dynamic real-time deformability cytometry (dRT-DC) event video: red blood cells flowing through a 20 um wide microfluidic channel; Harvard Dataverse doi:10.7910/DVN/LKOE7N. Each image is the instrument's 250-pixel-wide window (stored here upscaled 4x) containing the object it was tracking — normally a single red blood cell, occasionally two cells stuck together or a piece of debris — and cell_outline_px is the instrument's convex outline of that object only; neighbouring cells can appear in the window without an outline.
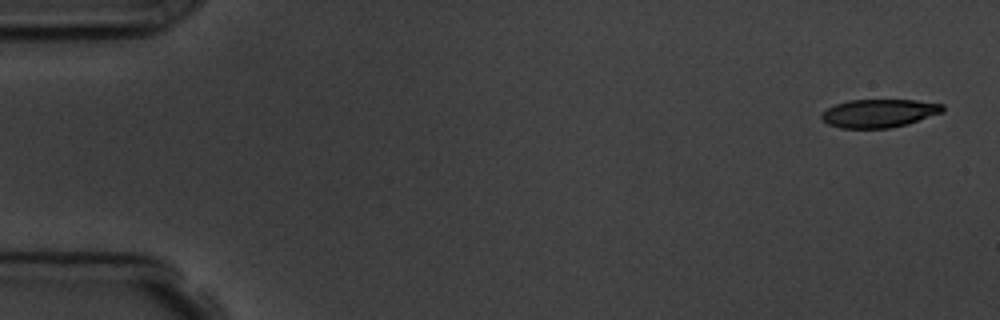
{"species": "common noctule bat (a hibernating species)", "species_latin": "Nyctalus noctula", "temperature_condition": "room temperature", "stored_images_in_passage": 5, "camera_frame_rate_fps": 3000, "um_per_image_px": 0.085, "animal": {"sex": "male", "body_mass_g": 19.5, "forearm_length_mm": 54.6}, "frame": {"image": 1, "passage_image": 1, "time_ms": 0.0, "image_size_px": [1000, 320], "cell_outline_px": [[944, 112], [908, 124], [888, 128], [840, 128], [828, 124], [820, 116], [828, 108], [836, 104], [848, 100], [916, 100], [944, 104]], "centroid_in_image_um": [74.76, 9.62], "position_along_channel_um": 10.2, "area_um2": 19.94}}
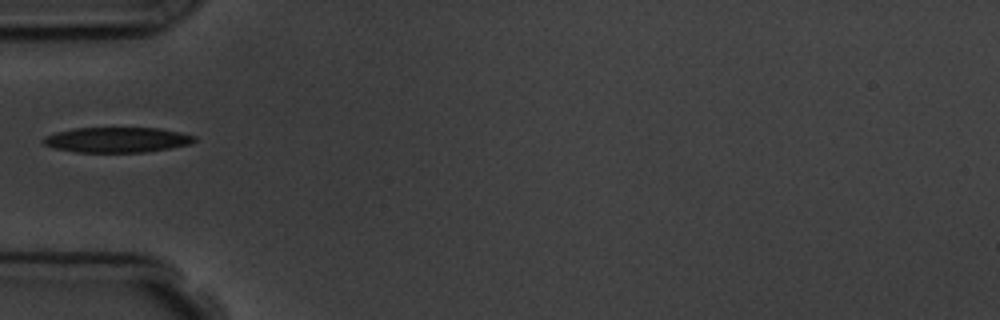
{"frame": {"image": 2, "passage_image": 5, "time_ms": 5.333, "image_size_px": [1000, 320], "cell_outline_px": [[196, 140], [192, 144], [144, 152], [76, 152], [52, 148], [44, 144], [40, 140], [44, 136], [56, 132], [72, 128], [160, 128], [180, 132], [196, 136]], "centroid_in_image_um": [9.92, 11.88], "position_along_channel_um": 75.1, "area_um2": 22.37}}